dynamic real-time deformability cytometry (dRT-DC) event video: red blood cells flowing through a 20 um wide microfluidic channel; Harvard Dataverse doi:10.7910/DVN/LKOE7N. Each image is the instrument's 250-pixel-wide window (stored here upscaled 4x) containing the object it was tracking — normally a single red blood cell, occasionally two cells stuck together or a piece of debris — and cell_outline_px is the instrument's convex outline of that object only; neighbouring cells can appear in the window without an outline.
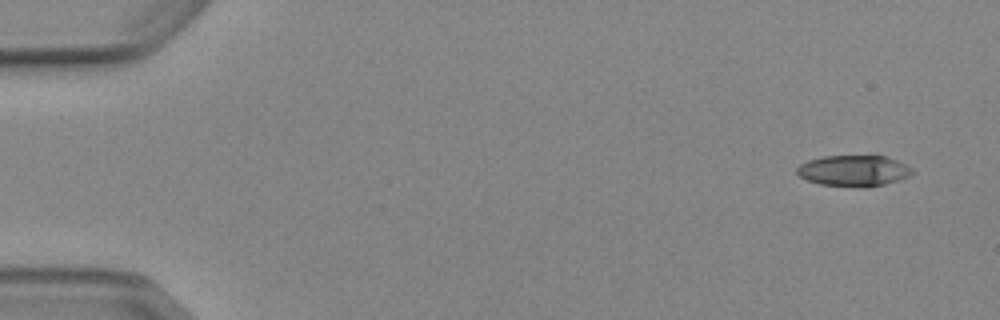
{"species": "Egyptian fruit bat (a non-hibernating species)", "species_latin": "Rousettus aegyptiacus", "temperature_condition": "cold", "stored_images_in_passage": 7, "camera_frame_rate_fps": 3000, "um_per_image_px": 0.085, "animal": {"sex": "female"}, "frame": {"image": 1, "passage_image": 1, "time_ms": 0.0, "image_size_px": [1000, 320], "cell_outline_px": [[916, 172], [900, 180], [884, 184], [820, 184], [808, 180], [800, 176], [796, 172], [796, 168], [800, 164], [808, 160], [824, 156], [888, 156], [912, 168]], "centroid_in_image_um": [72.57, 14.46], "position_along_channel_um": 12.4, "area_um2": 20.0}}
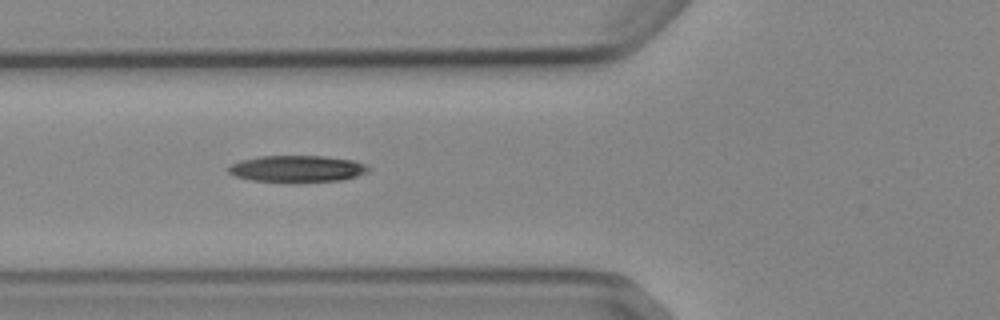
{"frame": {"image": 2, "passage_image": 6, "time_ms": 5.667, "image_size_px": [1000, 320], "cell_outline_px": [[368, 172], [356, 176], [340, 180], [252, 180], [236, 176], [228, 172], [228, 168], [232, 164], [240, 160], [260, 156], [324, 156], [352, 160], [364, 164], [368, 168]], "centroid_in_image_um": [25.24, 14.31], "position_along_channel_um": 100.6, "area_um2": 20.81}}
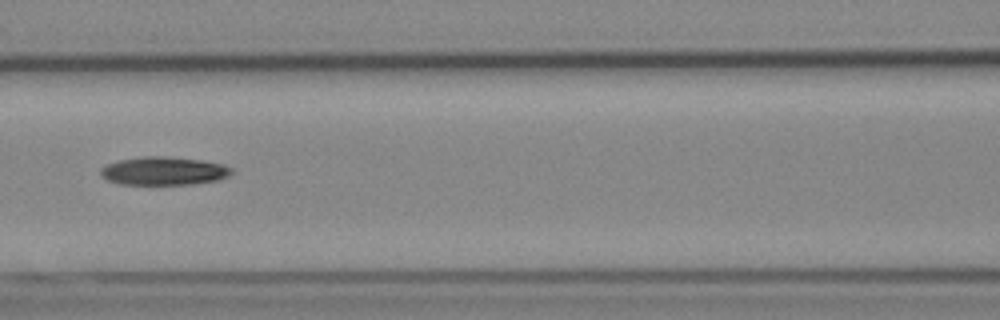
{"frame": {"image": 3, "passage_image": 7, "time_ms": 7.0, "image_size_px": [1000, 320], "cell_outline_px": [[236, 172], [220, 180], [192, 184], [120, 184], [108, 180], [100, 176], [100, 168], [108, 164], [120, 160], [144, 156], [164, 156], [200, 160], [224, 164], [232, 168]], "centroid_in_image_um": [13.96, 14.53], "position_along_channel_um": 152.6, "area_um2": 21.68}}